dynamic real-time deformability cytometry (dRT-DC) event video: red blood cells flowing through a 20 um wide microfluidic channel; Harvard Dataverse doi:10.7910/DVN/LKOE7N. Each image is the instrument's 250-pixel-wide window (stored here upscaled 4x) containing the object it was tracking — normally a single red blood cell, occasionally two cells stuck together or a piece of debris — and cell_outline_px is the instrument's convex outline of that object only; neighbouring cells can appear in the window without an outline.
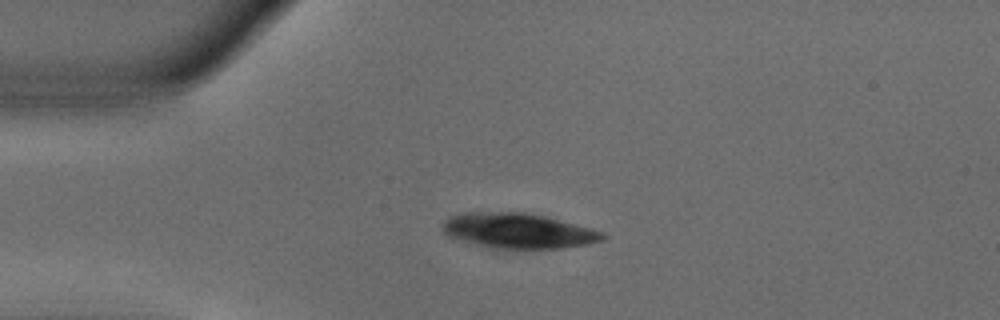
{"species": "common noctule bat (a hibernating species)", "species_latin": "Nyctalus noctula", "temperature_condition": "warm", "stored_images_in_passage": 41, "camera_frame_rate_fps": 3000, "um_per_image_px": 0.085, "animal": {"sex": "male", "body_mass_g": 18.8}, "frame": {"image": 1, "passage_image": 1, "time_ms": 0.0, "image_size_px": [1000, 320], "cell_outline_px": [[608, 236], [604, 240], [588, 244], [560, 248], [488, 248], [448, 236], [440, 228], [440, 224], [448, 216], [464, 212], [524, 212], [544, 216], [592, 228], [604, 232]], "centroid_in_image_um": [44.02, 19.61], "position_along_channel_um": 41.0, "area_um2": 33.0}}